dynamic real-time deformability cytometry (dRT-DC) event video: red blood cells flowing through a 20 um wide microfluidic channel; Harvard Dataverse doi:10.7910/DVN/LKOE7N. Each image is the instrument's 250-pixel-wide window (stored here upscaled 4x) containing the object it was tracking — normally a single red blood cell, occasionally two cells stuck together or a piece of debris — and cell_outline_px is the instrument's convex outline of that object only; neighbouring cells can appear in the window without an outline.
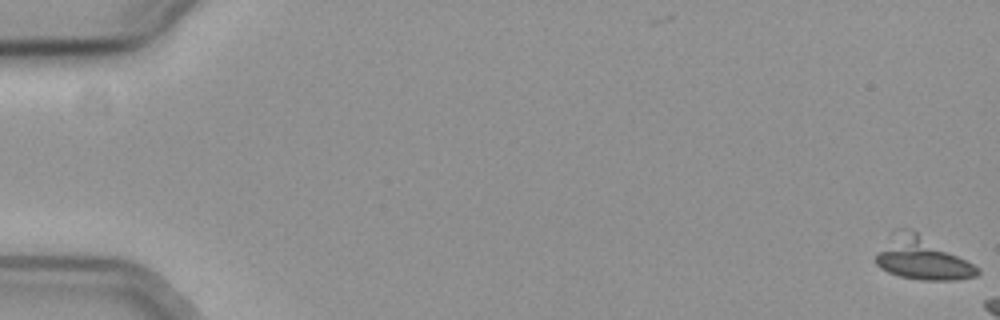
{"species": "common noctule bat (a hibernating species)", "species_latin": "Nyctalus noctula", "temperature_condition": "cold", "stored_images_in_passage": 8, "camera_frame_rate_fps": 3000, "um_per_image_px": 0.085, "animal": {"sex": "female", "body_mass_g": 19.3, "forearm_length_mm": 54.1}, "frame": {"image": 1, "passage_image": 1, "time_ms": 0.0, "image_size_px": [1000, 320], "cell_outline_px": [[980, 272], [976, 276], [956, 280], [920, 280], [900, 276], [888, 272], [880, 268], [876, 264], [876, 256], [892, 232], [896, 228], [912, 228], [980, 268]], "centroid_in_image_um": [78.37, 21.95], "position_along_channel_um": 6.6, "area_um2": 25.09}}